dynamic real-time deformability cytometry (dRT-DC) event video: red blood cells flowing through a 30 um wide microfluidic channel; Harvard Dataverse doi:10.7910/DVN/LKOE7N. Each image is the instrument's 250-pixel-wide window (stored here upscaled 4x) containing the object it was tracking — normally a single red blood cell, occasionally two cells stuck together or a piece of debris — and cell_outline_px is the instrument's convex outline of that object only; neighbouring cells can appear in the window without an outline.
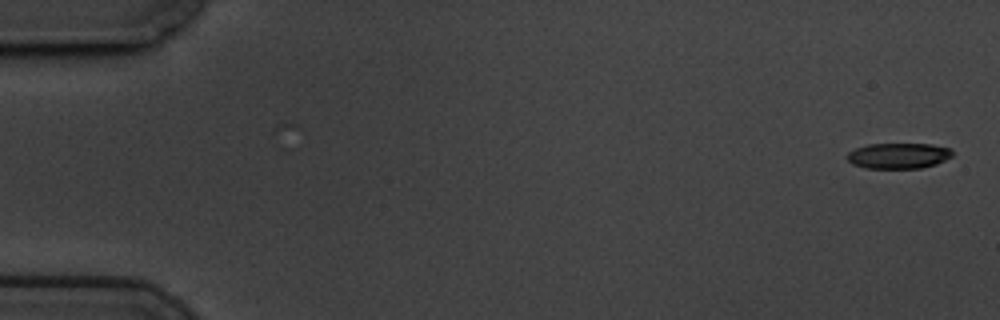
{"species": "common noctule bat (a hibernating species)", "species_latin": "Nyctalus noctula", "temperature_condition": "cold", "stored_images_in_passage": 58, "camera_frame_rate_fps": 3000, "um_per_image_px": 0.085, "animal": {"sex": "male", "body_mass_g": 19.5, "forearm_length_mm": 54.6}, "frame": {"image": 1, "passage_image": 1, "time_ms": 0.0, "image_size_px": [1000, 320], "cell_outline_px": [[952, 156], [936, 164], [920, 168], [864, 168], [852, 164], [848, 160], [848, 152], [856, 148], [868, 144], [932, 144], [952, 148]], "centroid_in_image_um": [76.38, 13.23], "position_along_channel_um": 8.6, "area_um2": 15.72}}
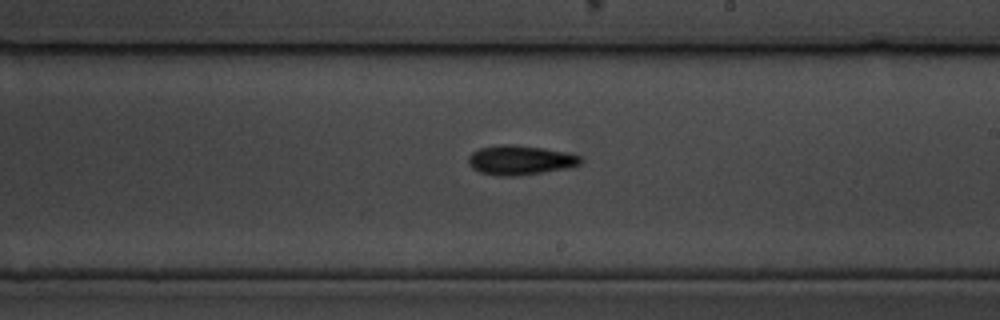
{"frame": {"image": 2, "passage_image": 34, "time_ms": 11.0, "image_size_px": [1000, 320], "cell_outline_px": [[580, 164], [568, 168], [544, 172], [516, 176], [496, 176], [480, 172], [472, 168], [468, 164], [468, 156], [472, 152], [480, 148], [500, 144], [512, 144], [544, 148], [568, 152], [580, 156]], "centroid_in_image_um": [44.19, 13.61], "position_along_channel_um": 244.8, "area_um2": 19.42}}
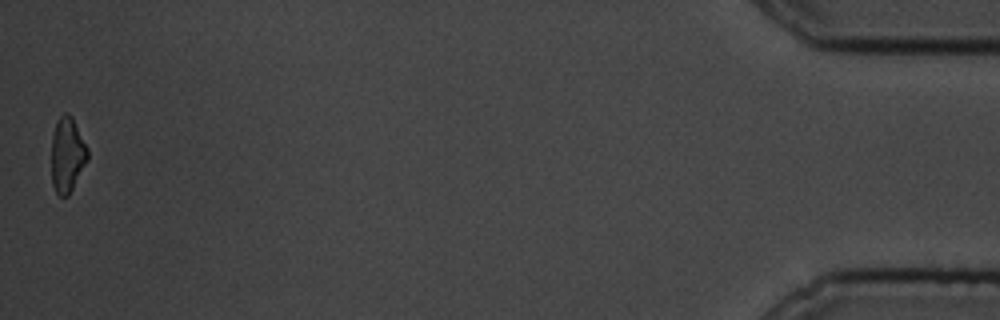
{"frame": {"image": 3, "passage_image": 58, "time_ms": 19.0, "image_size_px": [1000, 320], "cell_outline_px": [[88, 160], [68, 196], [60, 196], [56, 192], [52, 184], [52, 136], [56, 120], [64, 112], [68, 112], [72, 116], [88, 148]], "centroid_in_image_um": [5.72, 13.13], "position_along_channel_um": 429.5, "area_um2": 15.9}, "authors_computed_cell_mechanics": {"area_um2": 17.6579, "velocity_mm_per_s": 3.4308, "shape_relaxation_time_tau1_ms": 2.8143, "shape_relaxation_time_tau2_ms": null, "deformation_change_tau1": 0.1074, "deformation_change_tau2": null}}